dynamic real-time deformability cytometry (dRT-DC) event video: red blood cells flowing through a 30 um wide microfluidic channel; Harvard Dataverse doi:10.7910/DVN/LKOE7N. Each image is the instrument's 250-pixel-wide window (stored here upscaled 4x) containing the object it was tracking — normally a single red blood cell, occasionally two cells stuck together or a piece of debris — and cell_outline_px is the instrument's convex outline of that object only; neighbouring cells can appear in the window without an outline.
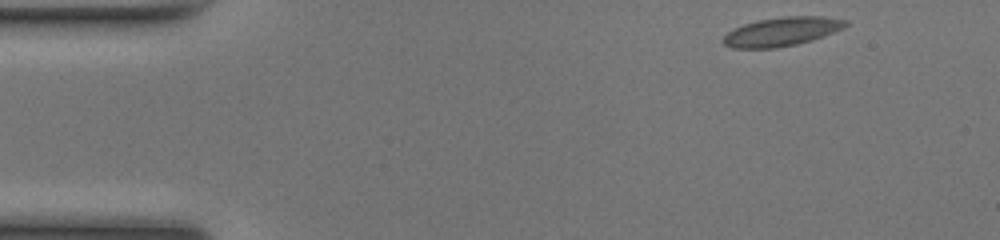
{"species": "common noctule bat (a hibernating species)", "species_latin": "Nyctalus noctula", "temperature_condition": "room temperature", "stored_images_in_passage": 46, "camera_frame_rate_fps": 3000, "um_per_image_px": 0.085, "animal": {"sex": "female", "body_mass_g": 17.0, "forearm_length_mm": 48.0}, "frame": {"image": 1, "passage_image": 1, "time_ms": 0.0, "image_size_px": [1000, 240], "cell_outline_px": [[848, 24], [844, 28], [824, 36], [812, 40], [796, 44], [776, 48], [732, 48], [724, 44], [720, 40], [728, 32], [744, 24], [760, 20], [784, 16], [824, 16], [848, 20]], "centroid_in_image_um": [66.48, 2.69], "position_along_channel_um": 18.5, "area_um2": 20.58}}
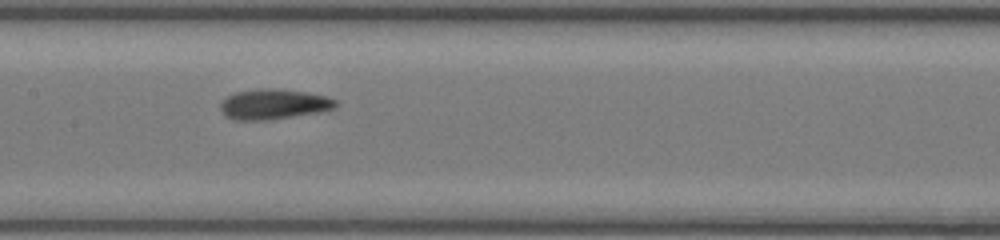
{"frame": {"image": 2, "passage_image": 20, "time_ms": 6.333, "image_size_px": [1000, 240], "cell_outline_px": [[340, 104], [336, 108], [320, 112], [268, 120], [232, 120], [224, 116], [220, 108], [220, 104], [228, 96], [236, 92], [260, 88], [272, 88], [304, 92], [328, 96], [336, 100]], "centroid_in_image_um": [23.28, 8.86], "position_along_channel_um": 184.1, "area_um2": 20.46}}
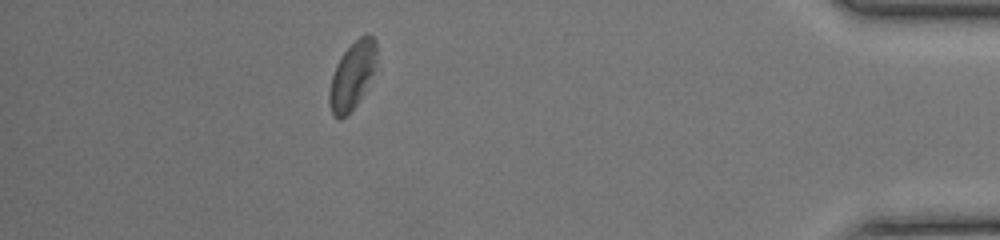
{"frame": {"image": 3, "passage_image": 40, "time_ms": 13.0, "image_size_px": [1000, 240], "cell_outline_px": [[376, 60], [372, 72], [356, 104], [340, 120], [336, 120], [332, 116], [328, 100], [328, 92], [332, 76], [336, 64], [344, 52], [360, 36], [368, 32], [376, 40]], "centroid_in_image_um": [29.89, 6.41], "position_along_channel_um": 405.3, "area_um2": 18.09}, "authors_computed_cell_mechanics": {"area_um2": 19.652, "velocity_mm_per_s": 4.131, "shape_relaxation_time_tau1_ms": 3.7333, "shape_relaxation_time_tau2_ms": 1.5783, "deformation_change_tau1": 0.1126, "deformation_change_tau2": 0.0718}}